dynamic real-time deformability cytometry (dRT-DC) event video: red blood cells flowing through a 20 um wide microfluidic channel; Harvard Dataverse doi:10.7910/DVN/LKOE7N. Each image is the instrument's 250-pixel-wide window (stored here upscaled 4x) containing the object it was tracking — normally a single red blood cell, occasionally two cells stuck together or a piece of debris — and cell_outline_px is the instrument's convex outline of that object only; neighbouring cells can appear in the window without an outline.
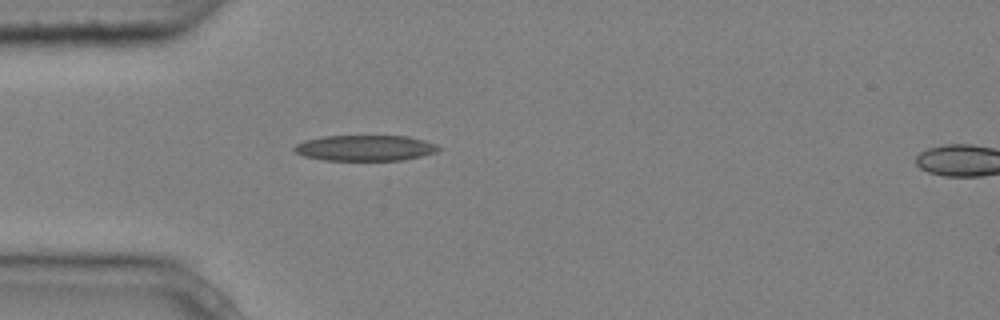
{"species": "common noctule bat (a hibernating species)", "species_latin": "Nyctalus noctula", "temperature_condition": "cold", "stored_images_in_passage": 4, "segment_of_instrument_passage": [1, 2], "camera_frame_rate_fps": 3000, "um_per_image_px": 0.085, "animal": {"sex": "male", "body_mass_g": 20.4}, "frame": {"image": 1, "passage_image": 3, "time_ms": 0.667, "image_size_px": [1000, 320], "cell_outline_px": [[444, 148], [436, 152], [404, 160], [324, 160], [304, 156], [296, 152], [292, 148], [296, 144], [304, 140], [324, 136], [408, 136], [424, 140], [436, 144]], "centroid_in_image_um": [31.05, 12.57], "position_along_channel_um": 53.9, "area_um2": 21.68}}